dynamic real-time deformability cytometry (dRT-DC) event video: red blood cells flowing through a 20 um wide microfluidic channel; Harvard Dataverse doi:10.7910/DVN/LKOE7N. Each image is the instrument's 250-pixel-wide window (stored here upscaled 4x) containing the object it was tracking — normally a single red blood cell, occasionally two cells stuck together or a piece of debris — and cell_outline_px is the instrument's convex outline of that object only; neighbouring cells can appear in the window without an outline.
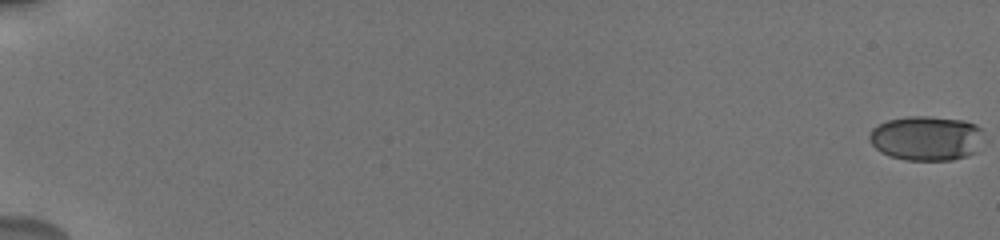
{"species": "human", "species_latin": "Homo sapiens", "temperature_condition": "cold", "stored_images_in_passage": 29, "camera_frame_rate_fps": 3000, "um_per_image_px": 0.085, "donor": {"sex": "male"}, "frame": {"image": 1, "passage_image": 1, "time_ms": 0.0, "image_size_px": [1000, 240], "cell_outline_px": [[980, 132], [976, 152], [968, 156], [952, 160], [904, 160], [888, 156], [880, 152], [868, 140], [868, 136], [872, 128], [888, 120], [908, 116], [928, 116], [964, 120], [976, 124], [980, 128]], "centroid_in_image_um": [78.68, 11.75], "position_along_channel_um": 6.3, "area_um2": 29.71}}
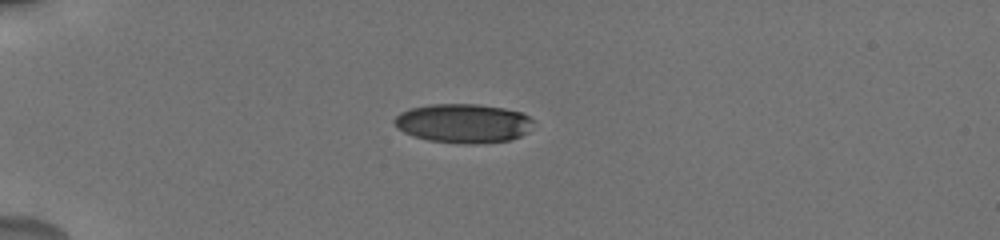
{"frame": {"image": 2, "passage_image": 24, "time_ms": 5.667, "image_size_px": [1000, 240], "cell_outline_px": [[536, 120], [528, 132], [520, 136], [508, 140], [476, 144], [464, 144], [428, 140], [412, 136], [404, 132], [392, 120], [400, 112], [412, 108], [432, 104], [480, 104], [504, 108], [520, 112]], "centroid_in_image_um": [39.41, 10.48], "position_along_channel_um": 45.6, "area_um2": 31.73}}